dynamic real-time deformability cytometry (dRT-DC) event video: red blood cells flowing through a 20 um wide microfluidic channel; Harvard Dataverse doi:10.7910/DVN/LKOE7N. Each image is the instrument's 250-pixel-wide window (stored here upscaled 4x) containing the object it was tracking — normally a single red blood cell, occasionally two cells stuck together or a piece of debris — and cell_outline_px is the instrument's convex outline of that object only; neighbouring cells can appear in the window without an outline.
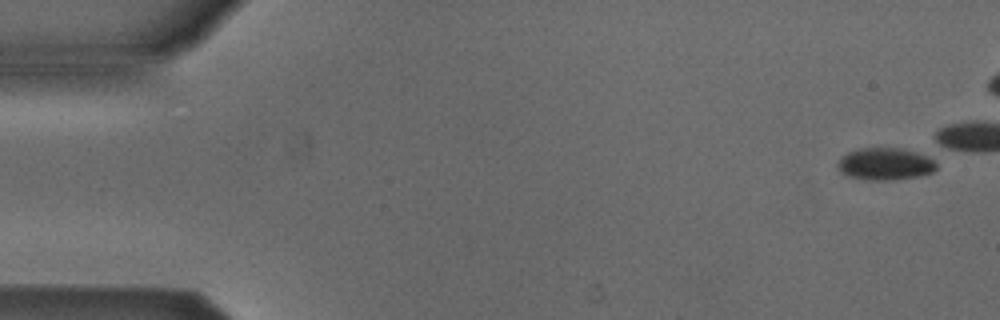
{"species": "Egyptian fruit bat (a non-hibernating species)", "species_latin": "Rousettus aegyptiacus", "temperature_condition": "cold", "stored_images_in_passage": 1, "camera_frame_rate_fps": 3000, "um_per_image_px": 0.085, "animal": {"sex": "male"}, "frame": {"image": 1, "passage_image": 1, "time_ms": 0.0, "image_size_px": [1000, 320], "cell_outline_px": [[936, 168], [932, 172], [916, 176], [892, 180], [868, 180], [848, 176], [840, 172], [836, 164], [840, 156], [848, 152], [860, 148], [900, 148], [916, 152], [932, 160], [936, 164]], "centroid_in_image_um": [75.16, 13.94], "position_along_channel_um": 9.8, "area_um2": 18.38}}